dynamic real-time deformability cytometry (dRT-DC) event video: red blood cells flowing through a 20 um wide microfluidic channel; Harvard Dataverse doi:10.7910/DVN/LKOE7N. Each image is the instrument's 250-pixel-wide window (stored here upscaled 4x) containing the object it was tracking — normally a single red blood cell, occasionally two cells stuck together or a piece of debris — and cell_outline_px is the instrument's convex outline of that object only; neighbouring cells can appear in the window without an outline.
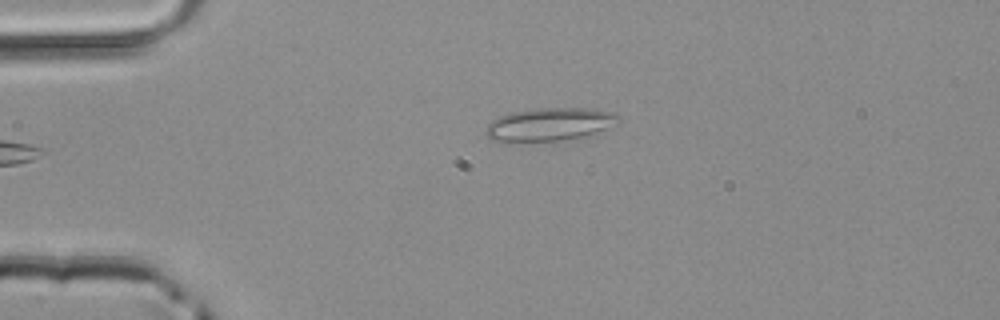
{"species": "common noctule bat (a hibernating species)", "species_latin": "Nyctalus noctula", "temperature_condition": "room temperature", "stored_images_in_passage": 33, "camera_frame_rate_fps": 3000, "um_per_image_px": 0.085, "animal": {"sex": "male", "body_mass_g": 20.4}, "frame": {"image": 1, "passage_image": 1, "time_ms": 0.0, "image_size_px": [1000, 320], "cell_outline_px": [[620, 124], [592, 136], [560, 140], [508, 144], [492, 140], [484, 132], [488, 124], [492, 120], [500, 116], [512, 112], [532, 108], [592, 108], [612, 112], [620, 116]], "centroid_in_image_um": [46.75, 10.6], "position_along_channel_um": 38.2, "area_um2": 26.7}}
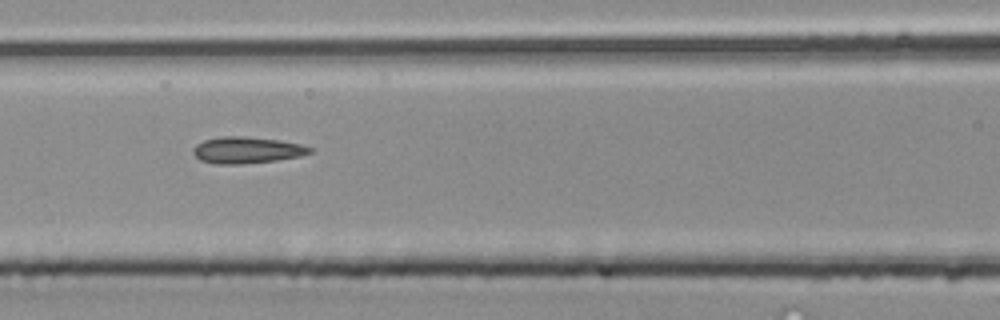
{"frame": {"image": 2, "passage_image": 11, "time_ms": 3.333, "image_size_px": [1000, 320], "cell_outline_px": [[312, 152], [300, 156], [276, 160], [240, 164], [216, 164], [200, 160], [192, 152], [192, 148], [196, 144], [204, 140], [220, 136], [244, 136], [280, 140], [300, 144], [312, 148]], "centroid_in_image_um": [20.95, 12.75], "position_along_channel_um": 145.7, "area_um2": 18.03}}
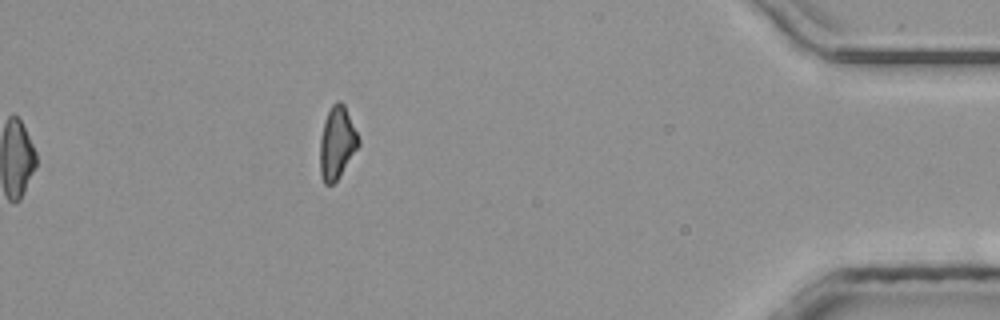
{"frame": {"image": 3, "passage_image": 33, "time_ms": 10.667, "image_size_px": [1000, 320], "cell_outline_px": [[360, 144], [336, 180], [332, 184], [324, 184], [320, 172], [320, 140], [324, 120], [332, 104], [336, 100], [340, 100], [344, 104], [360, 140]], "centroid_in_image_um": [28.63, 12.11], "position_along_channel_um": 406.6, "area_um2": 16.01}}